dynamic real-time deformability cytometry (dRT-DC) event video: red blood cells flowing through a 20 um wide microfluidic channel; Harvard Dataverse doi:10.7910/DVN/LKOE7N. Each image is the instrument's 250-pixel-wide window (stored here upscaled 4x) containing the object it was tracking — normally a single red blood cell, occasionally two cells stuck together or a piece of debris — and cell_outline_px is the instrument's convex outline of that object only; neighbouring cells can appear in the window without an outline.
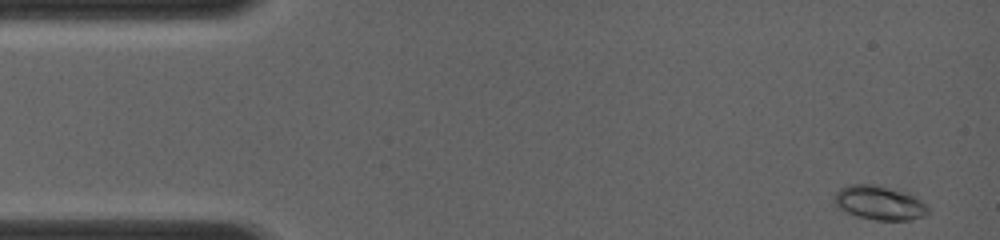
{"species": "common noctule bat (a hibernating species)", "species_latin": "Nyctalus noctula", "temperature_condition": "room temperature", "stored_images_in_passage": 12, "camera_frame_rate_fps": 4000, "um_per_image_px": 0.085, "animal": {"sex": "female", "body_mass_g": 19.0, "forearm_length_mm": 56.7}, "frame": {"image": 1, "passage_image": 1, "time_ms": 0.0, "image_size_px": [1000, 240], "cell_outline_px": [[928, 212], [920, 216], [904, 220], [880, 220], [860, 216], [844, 208], [836, 200], [836, 192], [840, 188], [848, 184], [876, 184], [908, 192], [920, 200], [928, 208]], "centroid_in_image_um": [74.81, 17.19], "position_along_channel_um": 10.2, "area_um2": 17.8}}
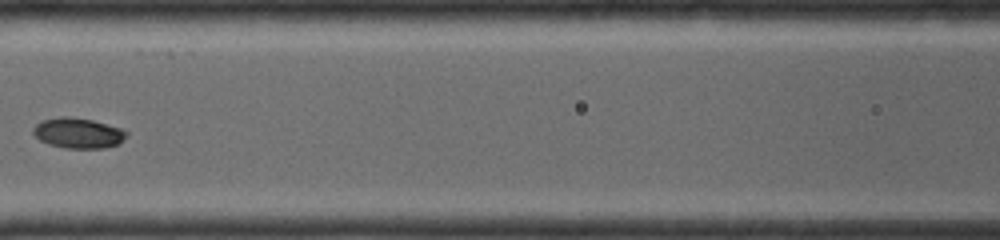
{"frame": {"image": 2, "passage_image": 9, "time_ms": 5.75, "image_size_px": [1000, 240], "cell_outline_px": [[128, 132], [116, 144], [104, 148], [68, 148], [52, 144], [40, 140], [32, 132], [36, 124], [44, 120], [60, 116], [68, 116], [92, 120], [120, 128]], "centroid_in_image_um": [6.62, 11.29], "position_along_channel_um": 160.0, "area_um2": 16.01}}
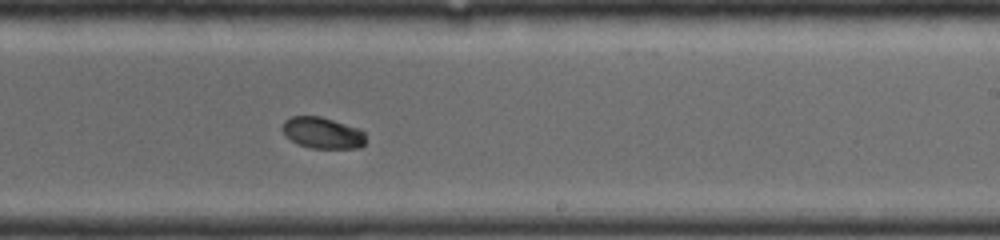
{"frame": {"image": 3, "passage_image": 12, "time_ms": 8.0, "image_size_px": [1000, 240], "cell_outline_px": [[364, 144], [356, 148], [312, 148], [300, 144], [292, 140], [284, 132], [284, 120], [292, 116], [320, 116], [356, 128], [364, 132]], "centroid_in_image_um": [27.41, 11.29], "position_along_channel_um": 261.6, "area_um2": 14.68}}